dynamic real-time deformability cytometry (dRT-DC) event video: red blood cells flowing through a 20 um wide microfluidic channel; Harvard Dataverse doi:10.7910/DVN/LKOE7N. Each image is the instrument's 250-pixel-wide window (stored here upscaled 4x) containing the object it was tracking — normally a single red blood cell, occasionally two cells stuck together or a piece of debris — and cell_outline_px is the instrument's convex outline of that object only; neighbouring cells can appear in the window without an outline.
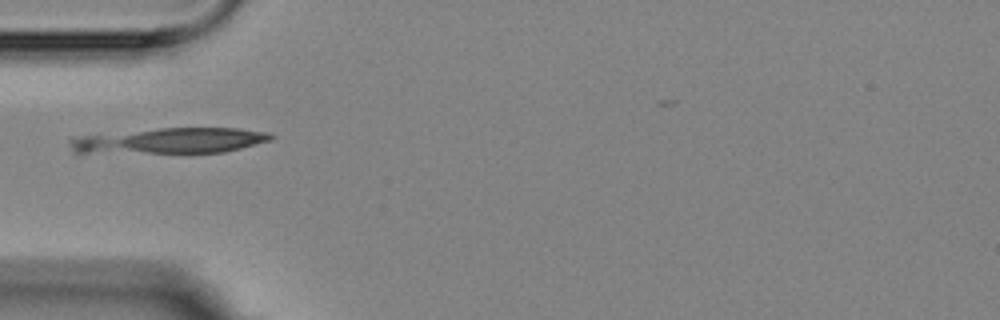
{"species": "Egyptian fruit bat (a non-hibernating species)", "species_latin": "Rousettus aegyptiacus", "temperature_condition": "room temperature", "stored_images_in_passage": 5, "camera_frame_rate_fps": 3000, "um_per_image_px": 0.085, "animal": {"sex": "female"}, "frame": {"image": 1, "passage_image": 1, "time_ms": 0.0, "image_size_px": [1000, 320], "cell_outline_px": [[276, 136], [272, 140], [224, 152], [188, 156], [76, 156], [72, 152], [68, 144], [68, 140], [72, 136], [160, 128], [240, 128], [268, 132]], "centroid_in_image_um": [14.15, 12.07], "position_along_channel_um": 70.8, "area_um2": 33.7}}
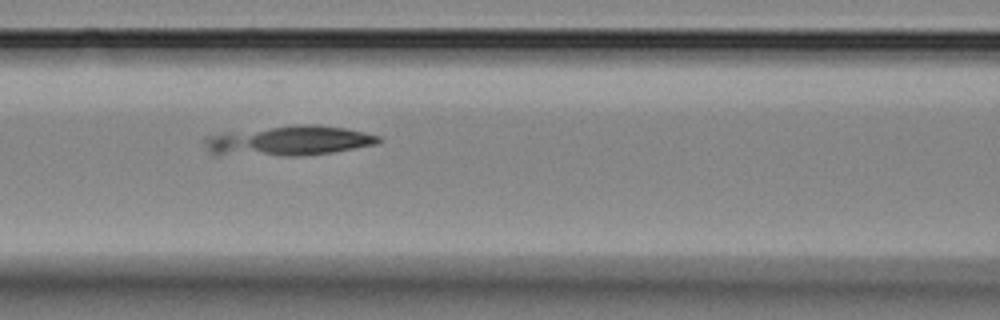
{"frame": {"image": 2, "passage_image": 3, "time_ms": 2.0, "image_size_px": [1000, 320], "cell_outline_px": [[384, 140], [376, 144], [332, 152], [304, 156], [212, 156], [208, 152], [204, 144], [204, 136], [224, 132], [292, 124], [320, 124], [344, 128], [364, 132], [380, 136]], "centroid_in_image_um": [24.44, 11.98], "position_along_channel_um": 142.2, "area_um2": 31.39}}
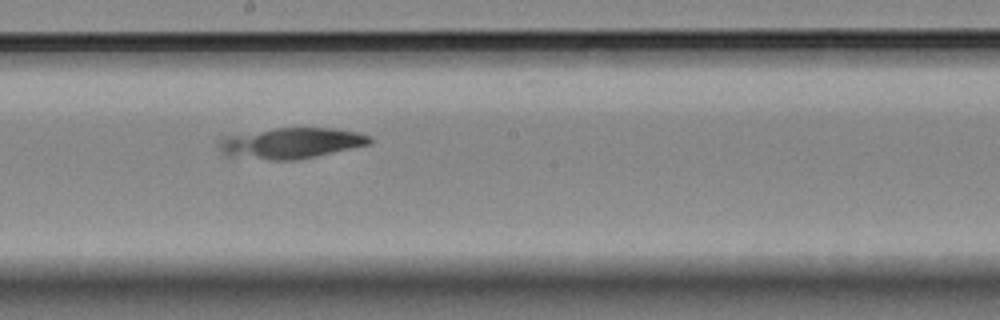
{"frame": {"image": 3, "passage_image": 5, "time_ms": 4.333, "image_size_px": [1000, 320], "cell_outline_px": [[372, 144], [316, 156], [296, 160], [268, 160], [224, 156], [220, 152], [220, 140], [224, 136], [276, 128], [336, 128], [356, 132], [372, 136]], "centroid_in_image_um": [24.75, 12.17], "position_along_channel_um": 223.4, "area_um2": 27.22}}